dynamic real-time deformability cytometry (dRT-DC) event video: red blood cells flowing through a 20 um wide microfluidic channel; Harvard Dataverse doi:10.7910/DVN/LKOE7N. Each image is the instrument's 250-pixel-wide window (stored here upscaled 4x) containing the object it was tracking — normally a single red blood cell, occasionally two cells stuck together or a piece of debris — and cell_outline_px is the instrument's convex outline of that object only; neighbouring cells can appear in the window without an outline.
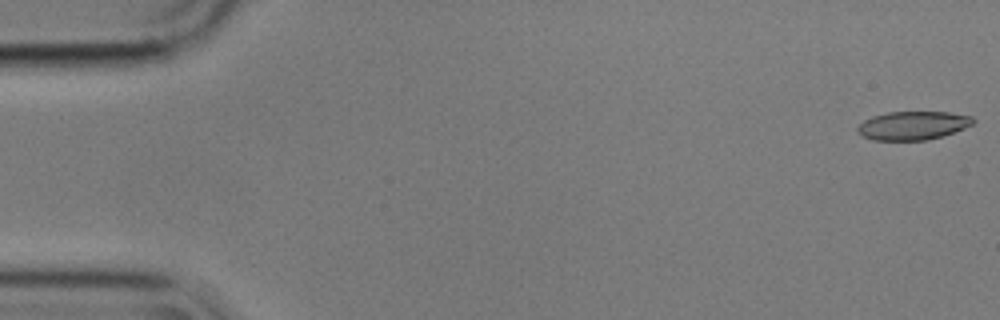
{"species": "common noctule bat (a hibernating species)", "species_latin": "Nyctalus noctula", "temperature_condition": "cold", "stored_images_in_passage": 5, "segment_of_instrument_passage": [2, 2], "camera_frame_rate_fps": 3000, "um_per_image_px": 0.085, "animal": {"sex": "male", "body_mass_g": 17.9}, "frame": {"image": 1, "passage_image": 5, "time_ms": 1.333, "image_size_px": [1000, 320], "cell_outline_px": [[976, 120], [972, 124], [964, 128], [928, 140], [872, 140], [856, 132], [856, 128], [864, 120], [872, 116], [888, 112], [948, 112], [972, 116]], "centroid_in_image_um": [77.57, 10.66], "position_along_channel_um": 7.4, "area_um2": 19.13}}